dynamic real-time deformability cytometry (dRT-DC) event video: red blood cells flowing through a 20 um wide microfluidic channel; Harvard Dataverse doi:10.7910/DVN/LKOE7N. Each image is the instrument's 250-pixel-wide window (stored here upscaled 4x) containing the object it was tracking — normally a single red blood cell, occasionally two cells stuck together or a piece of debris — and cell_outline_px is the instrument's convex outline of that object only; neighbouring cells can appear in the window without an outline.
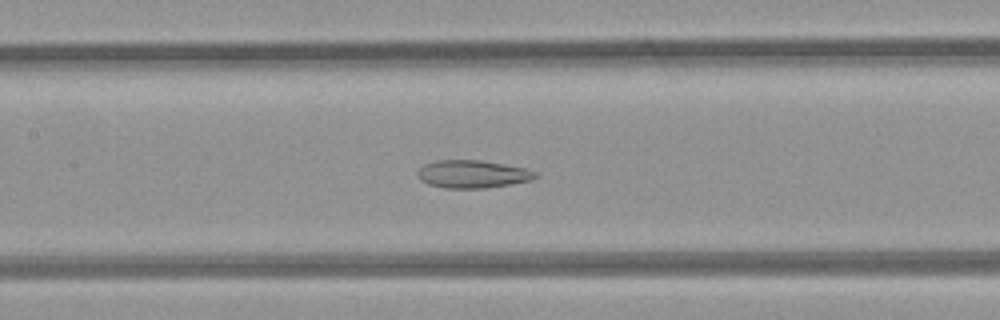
{"species": "common noctule bat (a hibernating species)", "species_latin": "Nyctalus noctula", "temperature_condition": "room temperature", "stored_images_in_passage": 44, "camera_frame_rate_fps": 3000, "um_per_image_px": 0.085, "animal": {"sex": "female", "body_mass_g": 21.9}, "frame": {"image": 1, "passage_image": 18, "time_ms": 5.667, "image_size_px": [1000, 320], "cell_outline_px": [[540, 176], [532, 180], [512, 184], [484, 188], [444, 188], [428, 184], [420, 180], [416, 176], [416, 172], [424, 164], [436, 160], [480, 160], [524, 168], [536, 172]], "centroid_in_image_um": [40.14, 14.8], "position_along_channel_um": 167.3, "area_um2": 19.19}}
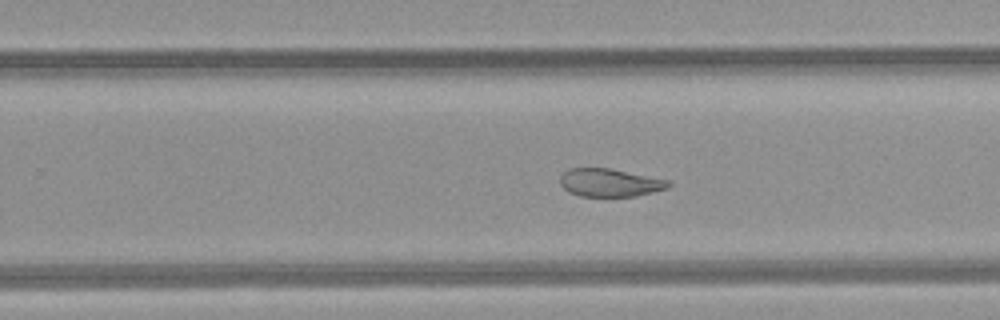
{"frame": {"image": 2, "passage_image": 26, "time_ms": 8.333, "image_size_px": [1000, 320], "cell_outline_px": [[672, 184], [668, 188], [636, 196], [580, 196], [568, 192], [560, 184], [560, 176], [568, 168], [612, 168], [672, 180]], "centroid_in_image_um": [51.87, 15.51], "position_along_channel_um": 277.9, "area_um2": 17.98}}
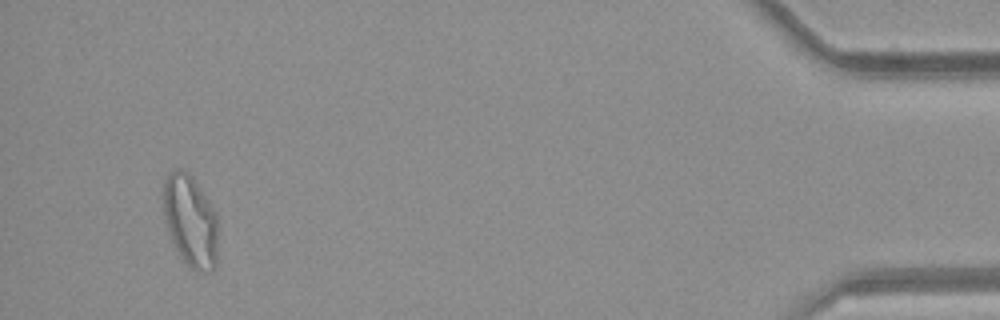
{"frame": {"image": 3, "passage_image": 42, "time_ms": 13.667, "image_size_px": [1000, 320], "cell_outline_px": [[216, 268], [212, 272], [196, 272], [180, 256], [172, 240], [164, 216], [164, 180], [168, 172], [176, 168], [180, 168], [188, 172], [192, 176], [216, 212]], "centroid_in_image_um": [16.19, 18.76], "position_along_channel_um": 419.0, "area_um2": 29.02}, "authors_computed_cell_mechanics": {"area_um2": 23.2356, "velocity_mm_per_s": 4.1719, "shape_relaxation_time_tau1_ms": null, "shape_relaxation_time_tau2_ms": 2.2874, "deformation_change_tau1": null, "deformation_change_tau2": 0.0882}}